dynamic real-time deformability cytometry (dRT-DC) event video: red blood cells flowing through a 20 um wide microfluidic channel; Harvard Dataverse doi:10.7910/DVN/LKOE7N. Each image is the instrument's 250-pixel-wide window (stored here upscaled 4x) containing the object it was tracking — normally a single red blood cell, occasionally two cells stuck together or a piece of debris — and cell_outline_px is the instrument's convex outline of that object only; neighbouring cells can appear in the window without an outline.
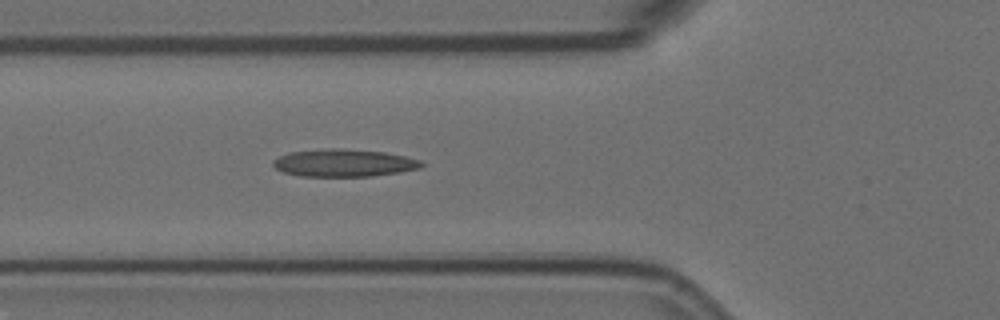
{"species": "Egyptian fruit bat (a non-hibernating species)", "species_latin": "Rousettus aegyptiacus", "temperature_condition": "room temperature", "stored_images_in_passage": 5, "camera_frame_rate_fps": 3000, "um_per_image_px": 0.085, "animal": {"sex": "female"}, "frame": {"image": 1, "passage_image": 5, "time_ms": 1.333, "image_size_px": [1000, 320], "cell_outline_px": [[424, 164], [420, 168], [400, 172], [372, 176], [300, 176], [284, 172], [276, 168], [272, 164], [272, 160], [288, 152], [328, 148], [340, 148], [384, 152], [404, 156], [420, 160]], "centroid_in_image_um": [29.21, 13.84], "position_along_channel_um": 96.6, "area_um2": 23.76}}